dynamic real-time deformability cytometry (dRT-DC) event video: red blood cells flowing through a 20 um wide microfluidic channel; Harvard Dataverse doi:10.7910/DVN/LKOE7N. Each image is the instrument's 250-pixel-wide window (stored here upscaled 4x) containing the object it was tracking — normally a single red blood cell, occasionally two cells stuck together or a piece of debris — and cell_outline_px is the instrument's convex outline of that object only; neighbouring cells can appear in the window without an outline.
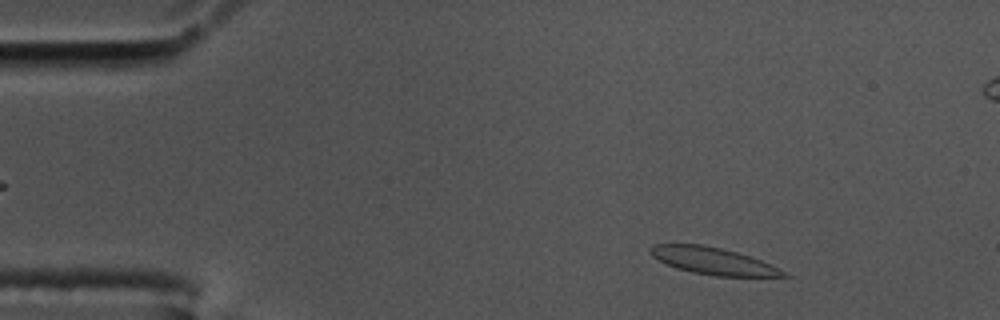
{"species": "common noctule bat (a hibernating species)", "species_latin": "Nyctalus noctula", "temperature_condition": "cold", "stored_images_in_passage": 56, "camera_frame_rate_fps": 3000, "um_per_image_px": 0.085, "animal": {"sex": "male", "body_mass_g": 17.5, "forearm_length_mm": 52.3}, "frame": {"image": 1, "passage_image": 5, "time_ms": 1.333, "image_size_px": [1000, 320], "cell_outline_px": [[792, 276], [716, 276], [692, 272], [676, 268], [652, 256], [648, 252], [648, 248], [652, 244], [704, 244], [736, 252], [760, 260]], "centroid_in_image_um": [60.52, 22.16], "position_along_channel_um": 24.5, "area_um2": 20.58}}
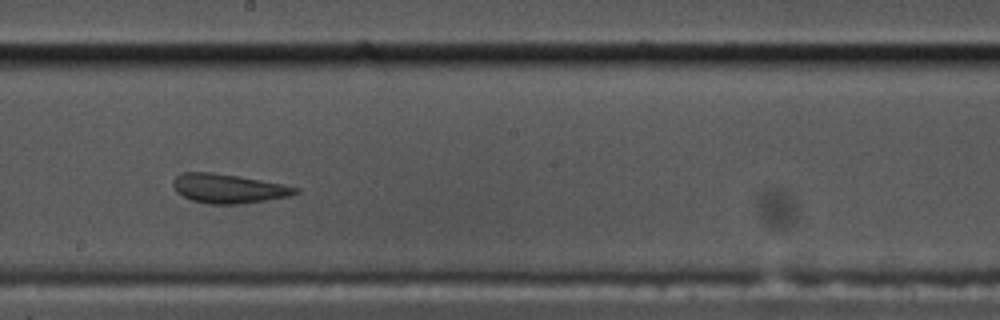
{"frame": {"image": 2, "passage_image": 29, "time_ms": 9.333, "image_size_px": [1000, 320], "cell_outline_px": [[300, 192], [288, 196], [264, 200], [236, 204], [208, 204], [192, 200], [176, 192], [172, 184], [172, 180], [176, 176], [184, 172], [212, 172], [284, 184], [300, 188]], "centroid_in_image_um": [19.39, 16.02], "position_along_channel_um": 228.8, "area_um2": 20.63}}
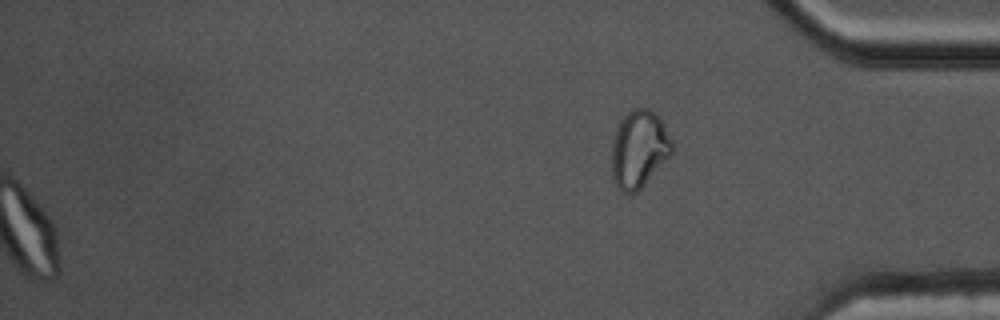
{"frame": {"image": 3, "passage_image": 56, "time_ms": 18.333, "image_size_px": [1000, 320], "cell_outline_px": [[672, 152], [644, 184], [636, 192], [620, 192], [612, 180], [612, 140], [616, 128], [620, 120], [632, 108], [648, 108], [656, 112], [660, 116], [672, 140]], "centroid_in_image_um": [54.29, 12.63], "position_along_channel_um": 380.9, "area_um2": 27.22}}